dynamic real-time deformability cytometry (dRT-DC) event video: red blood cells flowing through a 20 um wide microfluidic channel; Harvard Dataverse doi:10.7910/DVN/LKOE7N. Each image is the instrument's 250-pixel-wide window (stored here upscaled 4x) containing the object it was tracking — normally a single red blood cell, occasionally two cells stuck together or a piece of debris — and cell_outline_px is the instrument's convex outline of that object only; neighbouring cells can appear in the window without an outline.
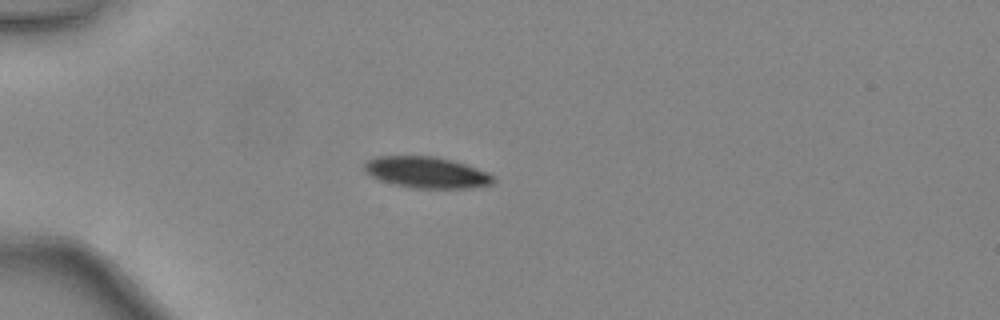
{"species": "common noctule bat (a hibernating species)", "species_latin": "Nyctalus noctula", "temperature_condition": "warm", "stored_images_in_passage": 34, "camera_frame_rate_fps": 3000, "um_per_image_px": 0.085, "animal": {"sex": "female", "body_mass_g": 24.6, "forearm_length_mm": 56.2}, "frame": {"image": 1, "passage_image": 1, "time_ms": 0.0, "image_size_px": [1000, 320], "cell_outline_px": [[496, 180], [492, 184], [464, 188], [412, 188], [380, 180], [372, 176], [364, 168], [364, 164], [368, 160], [376, 156], [436, 156], [452, 160], [488, 172]], "centroid_in_image_um": [36.26, 14.65], "position_along_channel_um": 48.7, "area_um2": 23.24}}
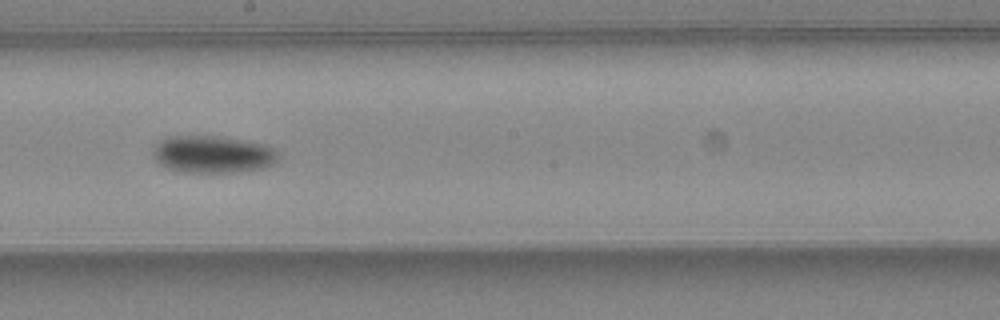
{"frame": {"image": 2, "passage_image": 15, "time_ms": 4.667, "image_size_px": [1000, 320], "cell_outline_px": [[280, 156], [272, 164], [264, 168], [240, 172], [180, 172], [168, 168], [160, 164], [156, 160], [152, 152], [156, 140], [168, 136], [216, 136], [268, 144], [280, 152]], "centroid_in_image_um": [18.09, 13.11], "position_along_channel_um": 230.1, "area_um2": 27.63}}
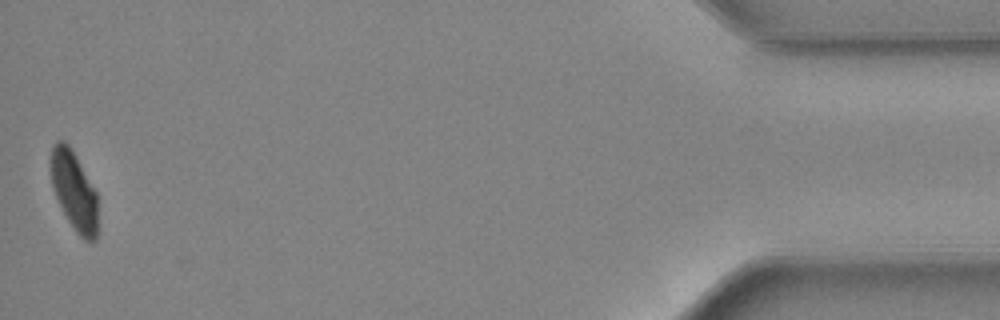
{"frame": {"image": 3, "passage_image": 34, "time_ms": 11.0, "image_size_px": [1000, 320], "cell_outline_px": [[96, 240], [84, 240], [76, 232], [68, 220], [52, 188], [52, 148], [56, 140], [64, 140], [68, 144], [96, 192]], "centroid_in_image_um": [6.29, 16.23], "position_along_channel_um": 428.9, "area_um2": 20.75}, "authors_computed_cell_mechanics": {"area_um2": 25.8655, "velocity_mm_per_s": 4.4496, "shape_relaxation_time_tau1_ms": 2.2932, "shape_relaxation_time_tau2_ms": null, "deformation_change_tau1": 0.1068, "deformation_change_tau2": null}}